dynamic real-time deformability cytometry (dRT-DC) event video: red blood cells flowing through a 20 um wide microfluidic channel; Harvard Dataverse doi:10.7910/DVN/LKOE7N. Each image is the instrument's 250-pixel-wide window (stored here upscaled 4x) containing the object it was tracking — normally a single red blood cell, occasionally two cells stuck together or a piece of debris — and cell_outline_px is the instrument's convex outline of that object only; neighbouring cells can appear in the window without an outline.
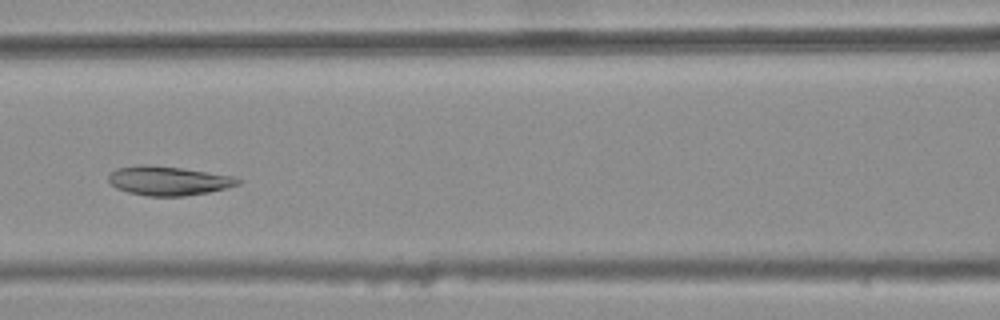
{"species": "common noctule bat (a hibernating species)", "species_latin": "Nyctalus noctula", "temperature_condition": "warm", "stored_images_in_passage": 43, "camera_frame_rate_fps": 3000, "um_per_image_px": 0.085, "animal": {"sex": "female", "body_mass_g": 25.1}, "frame": {"image": 1, "passage_image": 22, "time_ms": 7.0, "image_size_px": [1000, 320], "cell_outline_px": [[240, 184], [208, 192], [184, 196], [148, 196], [128, 192], [116, 188], [108, 180], [108, 176], [116, 168], [140, 164], [148, 164], [180, 168], [232, 176], [240, 180]], "centroid_in_image_um": [14.26, 15.36], "position_along_channel_um": 152.3, "area_um2": 21.73}}
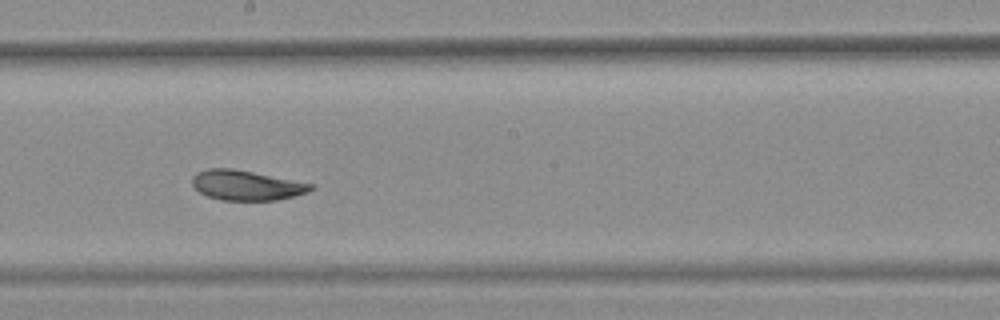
{"frame": {"image": 2, "passage_image": 28, "time_ms": 9.0, "image_size_px": [1000, 320], "cell_outline_px": [[316, 188], [308, 192], [276, 200], [220, 200], [208, 196], [200, 192], [192, 184], [192, 176], [196, 172], [208, 168], [232, 168], [312, 184]], "centroid_in_image_um": [20.91, 15.75], "position_along_channel_um": 227.3, "area_um2": 20.46}}
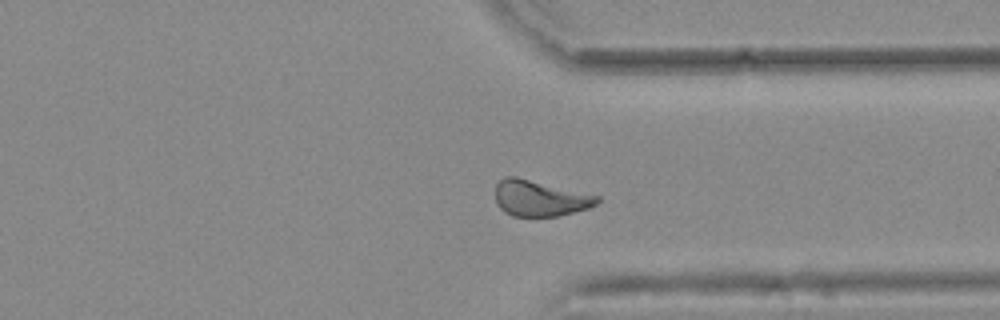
{"frame": {"image": 3, "passage_image": 39, "time_ms": 12.667, "image_size_px": [1000, 320], "cell_outline_px": [[600, 200], [596, 204], [588, 208], [556, 216], [512, 216], [504, 212], [496, 204], [496, 184], [504, 176], [516, 176], [600, 196]], "centroid_in_image_um": [45.86, 16.84], "position_along_channel_um": 365.5, "area_um2": 21.27}, "authors_computed_cell_mechanics": {"area_um2": 22.4842, "velocity_mm_per_s": 3.7616, "shape_relaxation_time_tau1_ms": null, "shape_relaxation_time_tau2_ms": 2.7788, "deformation_change_tau1": null, "deformation_change_tau2": 0.0636}}